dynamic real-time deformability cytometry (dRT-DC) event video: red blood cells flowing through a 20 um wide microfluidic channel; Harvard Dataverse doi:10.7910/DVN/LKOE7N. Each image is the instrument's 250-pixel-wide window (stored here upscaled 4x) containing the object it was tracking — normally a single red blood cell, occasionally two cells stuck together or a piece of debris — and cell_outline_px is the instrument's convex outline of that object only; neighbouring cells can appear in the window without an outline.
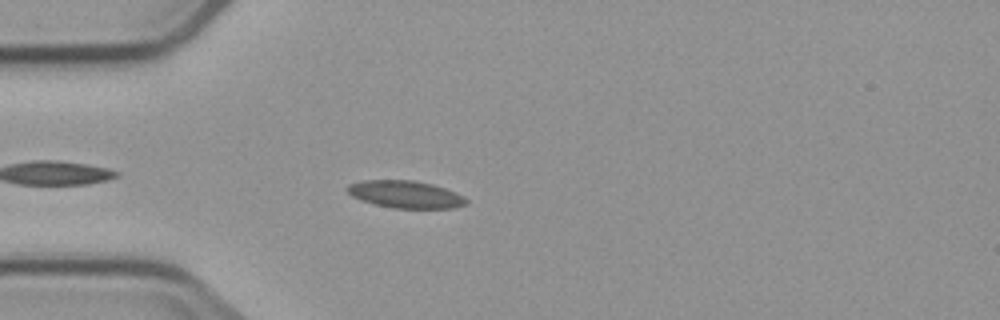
{"species": "common noctule bat (a hibernating species)", "species_latin": "Nyctalus noctula", "temperature_condition": "cold", "stored_images_in_passage": 4, "camera_frame_rate_fps": 3000, "um_per_image_px": 0.085, "animal": {"sex": "male", "body_mass_g": 23.1, "forearm_length_mm": 52.7}, "frame": {"image": 1, "passage_image": 4, "time_ms": 3.667, "image_size_px": [1000, 320], "cell_outline_px": [[468, 204], [456, 208], [392, 208], [360, 200], [352, 196], [344, 188], [348, 184], [364, 180], [412, 180], [432, 184], [456, 192], [464, 196], [468, 200]], "centroid_in_image_um": [34.47, 16.52], "position_along_channel_um": 50.5, "area_um2": 19.07}}